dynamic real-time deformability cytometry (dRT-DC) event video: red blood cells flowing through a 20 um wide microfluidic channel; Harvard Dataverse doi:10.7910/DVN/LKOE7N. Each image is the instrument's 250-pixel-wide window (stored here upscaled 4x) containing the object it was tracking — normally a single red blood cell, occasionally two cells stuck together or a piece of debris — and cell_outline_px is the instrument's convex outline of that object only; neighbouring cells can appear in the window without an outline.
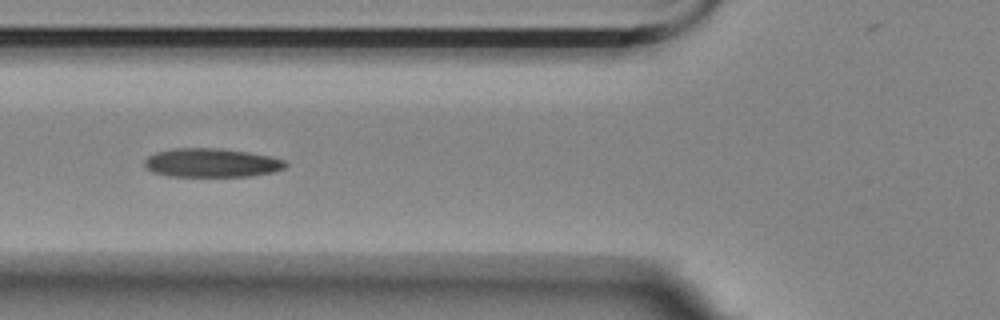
{"species": "Egyptian fruit bat (a non-hibernating species)", "species_latin": "Rousettus aegyptiacus", "temperature_condition": "room temperature", "stored_images_in_passage": 15, "camera_frame_rate_fps": 3000, "um_per_image_px": 0.085, "animal": {"sex": "female"}, "frame": {"image": 1, "passage_image": 5, "time_ms": 5.333, "image_size_px": [1000, 320], "cell_outline_px": [[288, 164], [284, 168], [272, 172], [248, 176], [168, 176], [152, 172], [144, 168], [144, 160], [148, 156], [156, 152], [176, 148], [220, 148], [248, 152], [272, 156], [288, 160]], "centroid_in_image_um": [17.99, 13.83], "position_along_channel_um": 107.8, "area_um2": 23.87}}
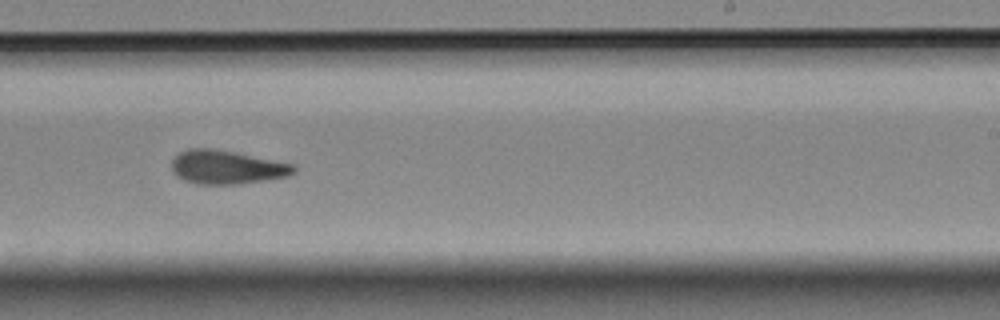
{"frame": {"image": 2, "passage_image": 9, "time_ms": 10.0, "image_size_px": [1000, 320], "cell_outline_px": [[296, 172], [288, 176], [264, 180], [236, 184], [196, 184], [184, 180], [176, 176], [172, 172], [172, 160], [180, 152], [188, 148], [208, 148], [232, 152], [296, 164]], "centroid_in_image_um": [19.27, 14.22], "position_along_channel_um": 269.7, "area_um2": 23.87}}
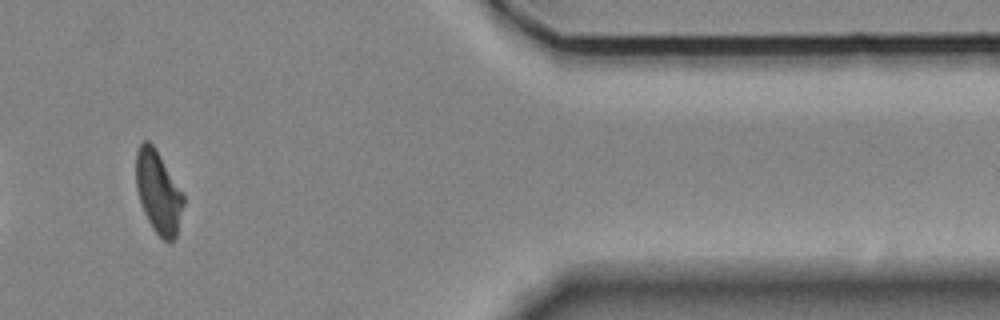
{"frame": {"image": 3, "passage_image": 12, "time_ms": 14.667, "image_size_px": [1000, 320], "cell_outline_px": [[184, 204], [176, 236], [168, 244], [152, 228], [144, 212], [136, 188], [136, 152], [140, 144], [144, 140], [148, 140], [156, 148], [184, 196]], "centroid_in_image_um": [13.45, 16.33], "position_along_channel_um": 398.0, "area_um2": 22.6}, "authors_computed_cell_mechanics": {"area_um2": 23.4668, "velocity_mm_per_s": 3.4777, "shape_relaxation_time_tau1_ms": null, "shape_relaxation_time_tau2_ms": 3.9132, "deformation_change_tau1": null, "deformation_change_tau2": 0.1249}}